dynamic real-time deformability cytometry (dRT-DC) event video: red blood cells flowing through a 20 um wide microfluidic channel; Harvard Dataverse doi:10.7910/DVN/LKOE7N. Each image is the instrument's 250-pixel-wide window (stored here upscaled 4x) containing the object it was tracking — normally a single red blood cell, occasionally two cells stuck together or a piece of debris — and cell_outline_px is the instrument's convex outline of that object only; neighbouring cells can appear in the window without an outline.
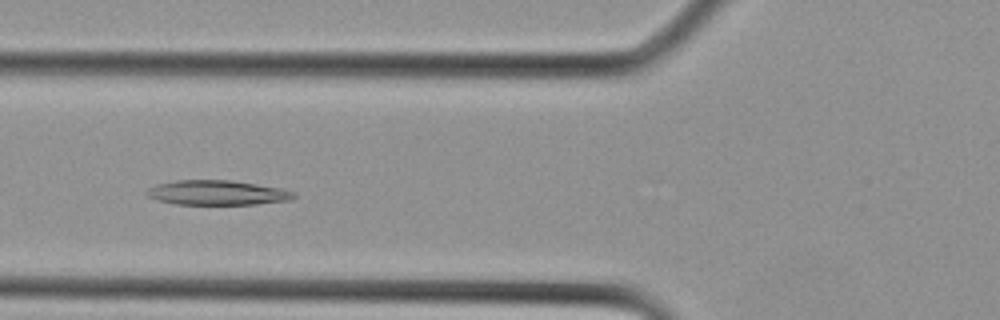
{"species": "Egyptian fruit bat (a non-hibernating species)", "species_latin": "Rousettus aegyptiacus", "temperature_condition": "cold", "stored_images_in_passage": 28, "camera_frame_rate_fps": 3000, "um_per_image_px": 0.085, "animal": {"sex": "female"}, "frame": {"image": 1, "passage_image": 10, "time_ms": 3.0, "image_size_px": [1000, 320], "cell_outline_px": [[296, 196], [292, 200], [256, 204], [176, 204], [156, 200], [148, 196], [144, 192], [148, 188], [156, 184], [176, 180], [228, 180], [256, 184], [280, 188], [296, 192]], "centroid_in_image_um": [18.45, 16.38], "position_along_channel_um": 107.3, "area_um2": 21.21}}
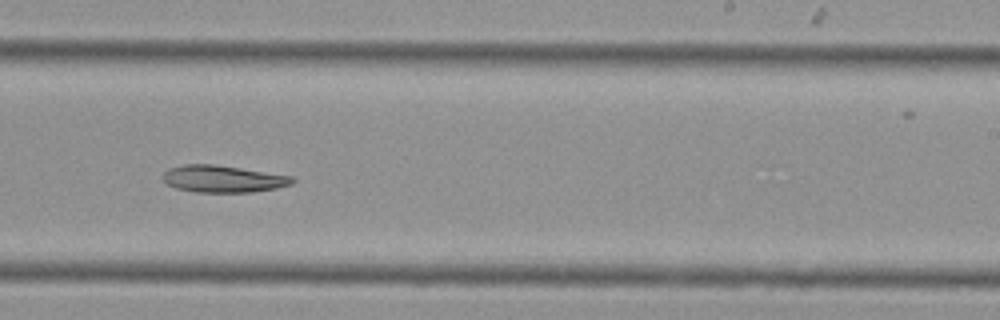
{"frame": {"image": 2, "passage_image": 17, "time_ms": 5.333, "image_size_px": [1000, 320], "cell_outline_px": [[296, 180], [292, 184], [276, 188], [252, 192], [196, 192], [176, 188], [168, 184], [164, 180], [164, 172], [168, 168], [184, 164], [212, 164], [240, 168], [292, 176]], "centroid_in_image_um": [18.96, 15.2], "position_along_channel_um": 270.0, "area_um2": 20.23}}
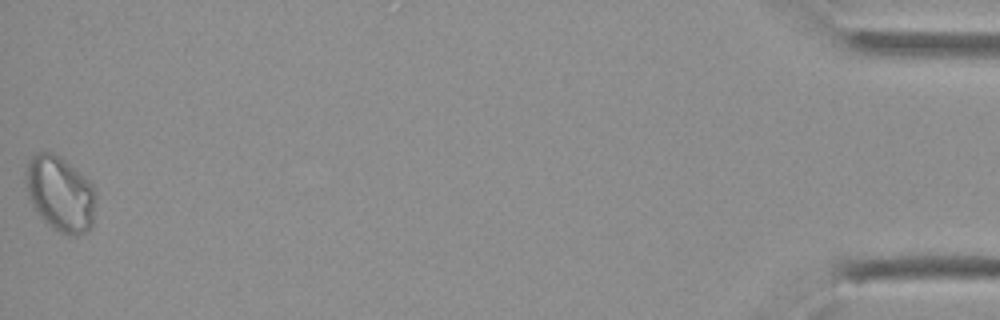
{"frame": {"image": 3, "passage_image": 28, "time_ms": 9.0, "image_size_px": [1000, 320], "cell_outline_px": [[96, 200], [92, 228], [88, 232], [76, 236], [68, 236], [52, 228], [36, 212], [28, 196], [24, 180], [24, 172], [28, 160], [36, 152], [52, 152], [60, 156], [88, 180], [92, 184], [96, 192]], "centroid_in_image_um": [5.11, 16.48], "position_along_channel_um": 430.1, "area_um2": 31.27}}